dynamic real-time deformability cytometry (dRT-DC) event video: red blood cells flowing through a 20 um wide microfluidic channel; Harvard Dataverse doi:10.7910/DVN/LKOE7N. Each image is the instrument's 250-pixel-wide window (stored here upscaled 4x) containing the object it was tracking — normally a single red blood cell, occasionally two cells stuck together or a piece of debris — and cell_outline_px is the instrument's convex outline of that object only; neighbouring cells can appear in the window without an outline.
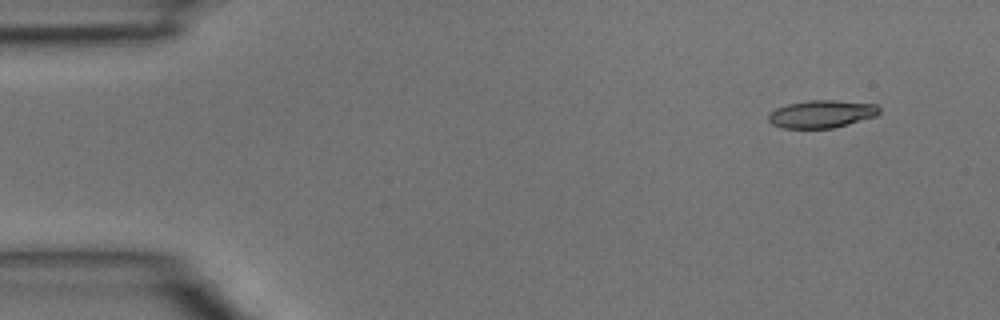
{"species": "common noctule bat (a hibernating species)", "species_latin": "Nyctalus noctula", "temperature_condition": "room temperature", "stored_images_in_passage": 3, "camera_frame_rate_fps": 3000, "um_per_image_px": 0.085, "animal": {"sex": "male", "body_mass_g": 15.6}, "frame": {"image": 1, "passage_image": 1, "time_ms": 0.0, "image_size_px": [1000, 320], "cell_outline_px": [[880, 112], [876, 116], [848, 124], [832, 128], [780, 128], [772, 124], [768, 120], [768, 116], [776, 108], [788, 104], [808, 100], [836, 100], [876, 104], [880, 108]], "centroid_in_image_um": [69.84, 9.69], "position_along_channel_um": 15.2, "area_um2": 17.86}}